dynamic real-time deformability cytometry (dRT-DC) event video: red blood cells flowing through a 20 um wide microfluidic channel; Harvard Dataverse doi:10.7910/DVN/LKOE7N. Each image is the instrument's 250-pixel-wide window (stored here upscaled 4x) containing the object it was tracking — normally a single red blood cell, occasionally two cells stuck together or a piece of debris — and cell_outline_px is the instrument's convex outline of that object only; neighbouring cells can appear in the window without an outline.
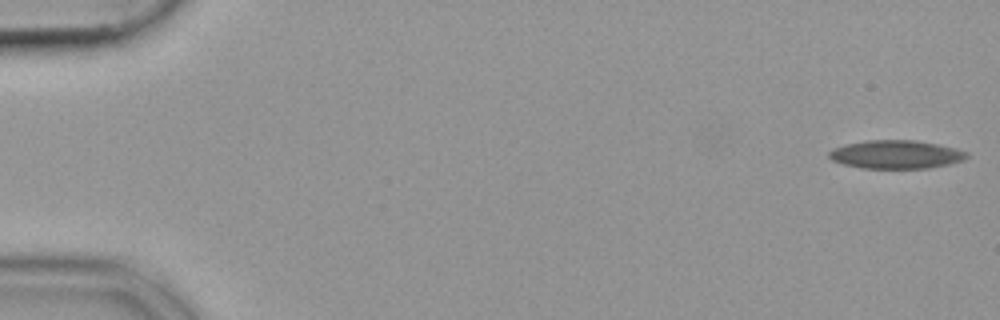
{"species": "common noctule bat (a hibernating species)", "species_latin": "Nyctalus noctula", "temperature_condition": "cold", "stored_images_in_passage": 53, "camera_frame_rate_fps": 3000, "um_per_image_px": 0.085, "animal": {"sex": "female", "body_mass_g": 19.9}, "frame": {"image": 1, "passage_image": 1, "time_ms": 0.0, "image_size_px": [1000, 320], "cell_outline_px": [[968, 156], [964, 160], [948, 164], [928, 168], [860, 168], [844, 164], [832, 160], [828, 156], [828, 152], [832, 148], [864, 140], [916, 140], [956, 148], [968, 152]], "centroid_in_image_um": [76.15, 13.12], "position_along_channel_um": 8.8, "area_um2": 22.77}}
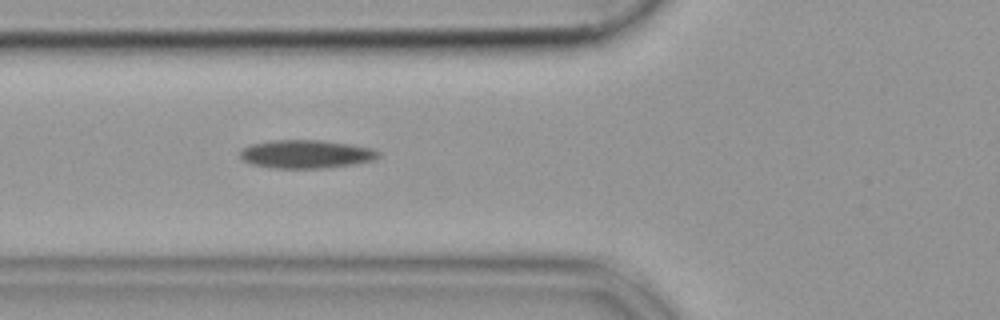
{"frame": {"image": 2, "passage_image": 20, "time_ms": 6.333, "image_size_px": [1000, 320], "cell_outline_px": [[380, 156], [372, 160], [352, 164], [328, 168], [272, 168], [252, 164], [244, 160], [240, 156], [240, 152], [244, 148], [252, 144], [272, 140], [320, 140], [348, 144], [372, 148], [380, 152]], "centroid_in_image_um": [26.02, 13.1], "position_along_channel_um": 99.8, "area_um2": 22.66}}
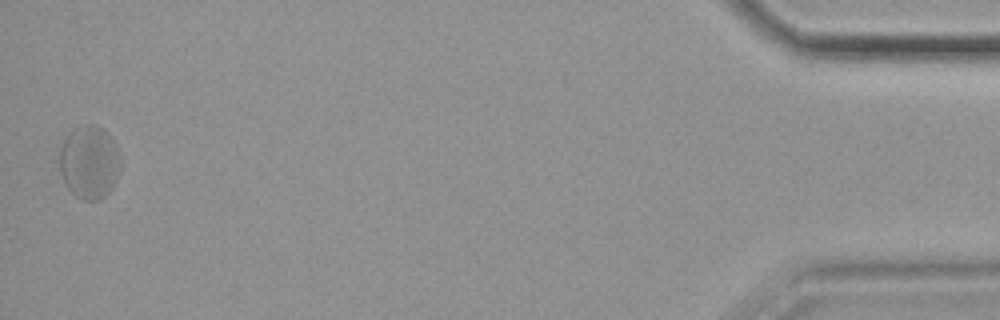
{"frame": {"image": 3, "passage_image": 53, "time_ms": 17.333, "image_size_px": [1000, 320], "cell_outline_px": [[120, 168], [116, 180], [112, 188], [100, 200], [80, 200], [64, 184], [60, 172], [60, 148], [64, 136], [72, 128], [80, 124], [96, 124], [108, 132], [116, 144], [120, 156]], "centroid_in_image_um": [7.58, 13.75], "position_along_channel_um": 427.6, "area_um2": 26.65}}